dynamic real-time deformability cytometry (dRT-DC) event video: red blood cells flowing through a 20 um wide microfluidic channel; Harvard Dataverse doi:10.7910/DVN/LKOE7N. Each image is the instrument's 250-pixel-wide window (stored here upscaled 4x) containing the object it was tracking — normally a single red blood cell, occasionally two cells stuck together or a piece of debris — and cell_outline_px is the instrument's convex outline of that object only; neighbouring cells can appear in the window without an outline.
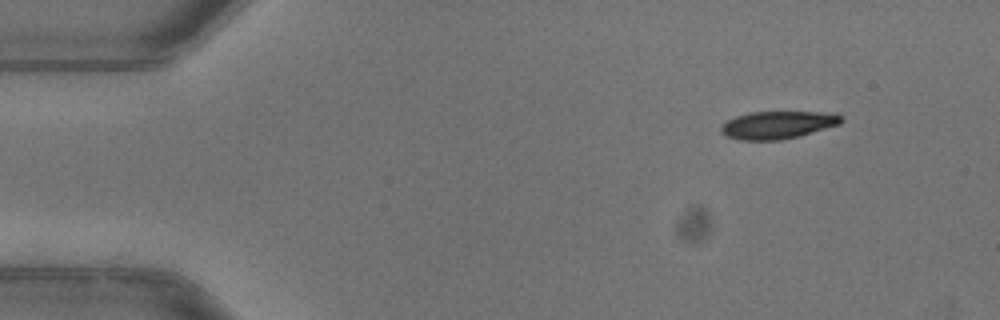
{"species": "common noctule bat (a hibernating species)", "species_latin": "Nyctalus noctula", "temperature_condition": "warm", "stored_images_in_passage": 47, "camera_frame_rate_fps": 3000, "um_per_image_px": 0.085, "animal": {"sex": "female"}, "frame": {"image": 1, "passage_image": 1, "time_ms": 0.0, "image_size_px": [1000, 320], "cell_outline_px": [[844, 120], [840, 124], [800, 136], [780, 140], [740, 140], [724, 136], [720, 132], [720, 128], [728, 120], [736, 116], [752, 112], [836, 112], [844, 116]], "centroid_in_image_um": [66.15, 10.62], "position_along_channel_um": 18.8, "area_um2": 19.59}}
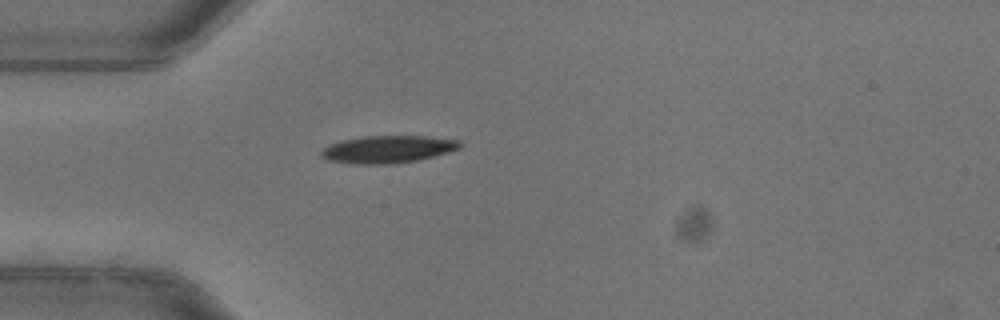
{"frame": {"image": 2, "passage_image": 10, "time_ms": 3.0, "image_size_px": [1000, 320], "cell_outline_px": [[464, 144], [460, 148], [448, 152], [416, 160], [388, 164], [356, 164], [328, 160], [320, 156], [320, 152], [328, 144], [340, 140], [360, 136], [428, 136], [460, 140]], "centroid_in_image_um": [32.94, 12.67], "position_along_channel_um": 52.1, "area_um2": 22.25}}
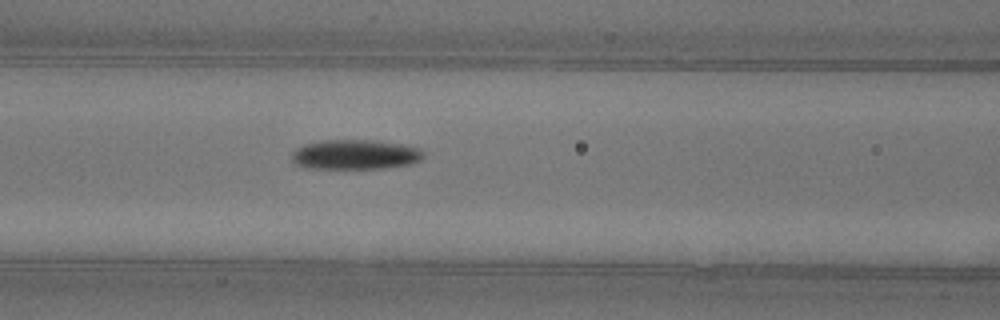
{"frame": {"image": 3, "passage_image": 17, "time_ms": 5.333, "image_size_px": [1000, 320], "cell_outline_px": [[424, 156], [420, 160], [412, 164], [384, 168], [304, 168], [296, 164], [292, 160], [292, 152], [296, 148], [304, 144], [320, 140], [380, 140], [408, 144], [424, 148]], "centroid_in_image_um": [30.26, 13.12], "position_along_channel_um": 136.3, "area_um2": 23.41}, "authors_computed_cell_mechanics": {"area_um2": 21.5016, "velocity_mm_per_s": 3.9806, "shape_relaxation_time_tau1_ms": 3.9958, "shape_relaxation_time_tau2_ms": null, "deformation_change_tau1": 0.1644, "deformation_change_tau2": null}}